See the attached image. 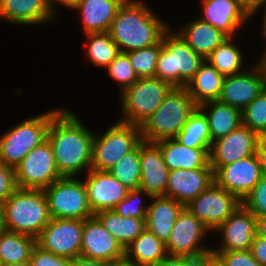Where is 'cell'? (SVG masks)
I'll return each mask as SVG.
<instances>
[{
    "mask_svg": "<svg viewBox=\"0 0 266 266\" xmlns=\"http://www.w3.org/2000/svg\"><path fill=\"white\" fill-rule=\"evenodd\" d=\"M242 204L256 217L266 216V176L263 175Z\"/></svg>",
    "mask_w": 266,
    "mask_h": 266,
    "instance_id": "obj_40",
    "label": "cell"
},
{
    "mask_svg": "<svg viewBox=\"0 0 266 266\" xmlns=\"http://www.w3.org/2000/svg\"><path fill=\"white\" fill-rule=\"evenodd\" d=\"M173 87L157 77L139 78L123 91L122 108L125 119L120 122L141 125L163 103Z\"/></svg>",
    "mask_w": 266,
    "mask_h": 266,
    "instance_id": "obj_7",
    "label": "cell"
},
{
    "mask_svg": "<svg viewBox=\"0 0 266 266\" xmlns=\"http://www.w3.org/2000/svg\"><path fill=\"white\" fill-rule=\"evenodd\" d=\"M242 202L215 181L184 207L209 230H216Z\"/></svg>",
    "mask_w": 266,
    "mask_h": 266,
    "instance_id": "obj_12",
    "label": "cell"
},
{
    "mask_svg": "<svg viewBox=\"0 0 266 266\" xmlns=\"http://www.w3.org/2000/svg\"><path fill=\"white\" fill-rule=\"evenodd\" d=\"M224 76L204 60L194 77L185 86L191 98L200 106L219 100Z\"/></svg>",
    "mask_w": 266,
    "mask_h": 266,
    "instance_id": "obj_27",
    "label": "cell"
},
{
    "mask_svg": "<svg viewBox=\"0 0 266 266\" xmlns=\"http://www.w3.org/2000/svg\"><path fill=\"white\" fill-rule=\"evenodd\" d=\"M203 266H226L225 263L215 254L210 253L202 258Z\"/></svg>",
    "mask_w": 266,
    "mask_h": 266,
    "instance_id": "obj_50",
    "label": "cell"
},
{
    "mask_svg": "<svg viewBox=\"0 0 266 266\" xmlns=\"http://www.w3.org/2000/svg\"><path fill=\"white\" fill-rule=\"evenodd\" d=\"M264 3H266V0H263V1H262V4H261L260 6H263ZM264 17H265V18H264V26H263V28H264L263 31H264V32H263V33H264V35L266 36V10H265V15H264Z\"/></svg>",
    "mask_w": 266,
    "mask_h": 266,
    "instance_id": "obj_57",
    "label": "cell"
},
{
    "mask_svg": "<svg viewBox=\"0 0 266 266\" xmlns=\"http://www.w3.org/2000/svg\"><path fill=\"white\" fill-rule=\"evenodd\" d=\"M229 37L223 41L205 60L224 77L239 74L242 63L239 49L229 43Z\"/></svg>",
    "mask_w": 266,
    "mask_h": 266,
    "instance_id": "obj_35",
    "label": "cell"
},
{
    "mask_svg": "<svg viewBox=\"0 0 266 266\" xmlns=\"http://www.w3.org/2000/svg\"><path fill=\"white\" fill-rule=\"evenodd\" d=\"M35 246L36 239L34 237L5 231L0 234V264L29 261Z\"/></svg>",
    "mask_w": 266,
    "mask_h": 266,
    "instance_id": "obj_32",
    "label": "cell"
},
{
    "mask_svg": "<svg viewBox=\"0 0 266 266\" xmlns=\"http://www.w3.org/2000/svg\"><path fill=\"white\" fill-rule=\"evenodd\" d=\"M259 136L242 124L228 135L212 142L211 166H225L256 154Z\"/></svg>",
    "mask_w": 266,
    "mask_h": 266,
    "instance_id": "obj_16",
    "label": "cell"
},
{
    "mask_svg": "<svg viewBox=\"0 0 266 266\" xmlns=\"http://www.w3.org/2000/svg\"><path fill=\"white\" fill-rule=\"evenodd\" d=\"M84 182L89 206L95 215L104 210H113L127 196L129 190L108 171L89 169Z\"/></svg>",
    "mask_w": 266,
    "mask_h": 266,
    "instance_id": "obj_18",
    "label": "cell"
},
{
    "mask_svg": "<svg viewBox=\"0 0 266 266\" xmlns=\"http://www.w3.org/2000/svg\"><path fill=\"white\" fill-rule=\"evenodd\" d=\"M259 141H266V129L263 131V133L259 136Z\"/></svg>",
    "mask_w": 266,
    "mask_h": 266,
    "instance_id": "obj_58",
    "label": "cell"
},
{
    "mask_svg": "<svg viewBox=\"0 0 266 266\" xmlns=\"http://www.w3.org/2000/svg\"><path fill=\"white\" fill-rule=\"evenodd\" d=\"M213 105L211 112L205 113L208 121L211 142L228 135L242 124L241 111L219 100L209 101L199 106L200 109L206 105Z\"/></svg>",
    "mask_w": 266,
    "mask_h": 266,
    "instance_id": "obj_31",
    "label": "cell"
},
{
    "mask_svg": "<svg viewBox=\"0 0 266 266\" xmlns=\"http://www.w3.org/2000/svg\"><path fill=\"white\" fill-rule=\"evenodd\" d=\"M204 60L228 37L209 23L198 19L178 34Z\"/></svg>",
    "mask_w": 266,
    "mask_h": 266,
    "instance_id": "obj_26",
    "label": "cell"
},
{
    "mask_svg": "<svg viewBox=\"0 0 266 266\" xmlns=\"http://www.w3.org/2000/svg\"><path fill=\"white\" fill-rule=\"evenodd\" d=\"M155 144L160 148L169 171L177 169H201L211 167V148H190L173 138L162 139Z\"/></svg>",
    "mask_w": 266,
    "mask_h": 266,
    "instance_id": "obj_23",
    "label": "cell"
},
{
    "mask_svg": "<svg viewBox=\"0 0 266 266\" xmlns=\"http://www.w3.org/2000/svg\"><path fill=\"white\" fill-rule=\"evenodd\" d=\"M161 47L162 41L153 46L126 53L133 70L139 78L155 77L156 65Z\"/></svg>",
    "mask_w": 266,
    "mask_h": 266,
    "instance_id": "obj_37",
    "label": "cell"
},
{
    "mask_svg": "<svg viewBox=\"0 0 266 266\" xmlns=\"http://www.w3.org/2000/svg\"><path fill=\"white\" fill-rule=\"evenodd\" d=\"M152 198L155 200L148 206L145 229L166 243L184 205L165 196H152Z\"/></svg>",
    "mask_w": 266,
    "mask_h": 266,
    "instance_id": "obj_24",
    "label": "cell"
},
{
    "mask_svg": "<svg viewBox=\"0 0 266 266\" xmlns=\"http://www.w3.org/2000/svg\"><path fill=\"white\" fill-rule=\"evenodd\" d=\"M29 262L31 266H69L70 259L56 256L36 245L32 250Z\"/></svg>",
    "mask_w": 266,
    "mask_h": 266,
    "instance_id": "obj_43",
    "label": "cell"
},
{
    "mask_svg": "<svg viewBox=\"0 0 266 266\" xmlns=\"http://www.w3.org/2000/svg\"><path fill=\"white\" fill-rule=\"evenodd\" d=\"M142 192L145 191L140 188L129 190L127 196L123 198L113 210L123 217L145 218L148 207L143 208L141 205H132Z\"/></svg>",
    "mask_w": 266,
    "mask_h": 266,
    "instance_id": "obj_41",
    "label": "cell"
},
{
    "mask_svg": "<svg viewBox=\"0 0 266 266\" xmlns=\"http://www.w3.org/2000/svg\"><path fill=\"white\" fill-rule=\"evenodd\" d=\"M125 0H81L74 8L82 11L84 29L89 33L108 32Z\"/></svg>",
    "mask_w": 266,
    "mask_h": 266,
    "instance_id": "obj_25",
    "label": "cell"
},
{
    "mask_svg": "<svg viewBox=\"0 0 266 266\" xmlns=\"http://www.w3.org/2000/svg\"><path fill=\"white\" fill-rule=\"evenodd\" d=\"M211 253L217 255L226 266H261L252 256L250 250L239 251H216Z\"/></svg>",
    "mask_w": 266,
    "mask_h": 266,
    "instance_id": "obj_42",
    "label": "cell"
},
{
    "mask_svg": "<svg viewBox=\"0 0 266 266\" xmlns=\"http://www.w3.org/2000/svg\"><path fill=\"white\" fill-rule=\"evenodd\" d=\"M2 2H3V0H0V10H1V6H2Z\"/></svg>",
    "mask_w": 266,
    "mask_h": 266,
    "instance_id": "obj_59",
    "label": "cell"
},
{
    "mask_svg": "<svg viewBox=\"0 0 266 266\" xmlns=\"http://www.w3.org/2000/svg\"><path fill=\"white\" fill-rule=\"evenodd\" d=\"M43 191L51 218L86 220L94 216L84 182L61 177Z\"/></svg>",
    "mask_w": 266,
    "mask_h": 266,
    "instance_id": "obj_9",
    "label": "cell"
},
{
    "mask_svg": "<svg viewBox=\"0 0 266 266\" xmlns=\"http://www.w3.org/2000/svg\"><path fill=\"white\" fill-rule=\"evenodd\" d=\"M84 220L51 218L36 238V245L56 256H80Z\"/></svg>",
    "mask_w": 266,
    "mask_h": 266,
    "instance_id": "obj_11",
    "label": "cell"
},
{
    "mask_svg": "<svg viewBox=\"0 0 266 266\" xmlns=\"http://www.w3.org/2000/svg\"><path fill=\"white\" fill-rule=\"evenodd\" d=\"M204 15L200 18L227 37L250 16L237 0H203Z\"/></svg>",
    "mask_w": 266,
    "mask_h": 266,
    "instance_id": "obj_22",
    "label": "cell"
},
{
    "mask_svg": "<svg viewBox=\"0 0 266 266\" xmlns=\"http://www.w3.org/2000/svg\"><path fill=\"white\" fill-rule=\"evenodd\" d=\"M47 1V4H48V7L50 9V11L52 12L53 11V8H52V4L53 2L52 1H57L59 3H62L64 6H68L70 8H75L81 0H46Z\"/></svg>",
    "mask_w": 266,
    "mask_h": 266,
    "instance_id": "obj_52",
    "label": "cell"
},
{
    "mask_svg": "<svg viewBox=\"0 0 266 266\" xmlns=\"http://www.w3.org/2000/svg\"><path fill=\"white\" fill-rule=\"evenodd\" d=\"M214 181L241 202L263 176L256 154L225 166H211Z\"/></svg>",
    "mask_w": 266,
    "mask_h": 266,
    "instance_id": "obj_13",
    "label": "cell"
},
{
    "mask_svg": "<svg viewBox=\"0 0 266 266\" xmlns=\"http://www.w3.org/2000/svg\"><path fill=\"white\" fill-rule=\"evenodd\" d=\"M255 73L241 72L224 77L219 101L242 111L266 89V77L257 67Z\"/></svg>",
    "mask_w": 266,
    "mask_h": 266,
    "instance_id": "obj_17",
    "label": "cell"
},
{
    "mask_svg": "<svg viewBox=\"0 0 266 266\" xmlns=\"http://www.w3.org/2000/svg\"><path fill=\"white\" fill-rule=\"evenodd\" d=\"M198 107L185 87H173L161 106L140 125L141 139L155 143L174 138Z\"/></svg>",
    "mask_w": 266,
    "mask_h": 266,
    "instance_id": "obj_3",
    "label": "cell"
},
{
    "mask_svg": "<svg viewBox=\"0 0 266 266\" xmlns=\"http://www.w3.org/2000/svg\"><path fill=\"white\" fill-rule=\"evenodd\" d=\"M140 189L152 196L166 193L169 170L164 162L160 148L155 143L140 142Z\"/></svg>",
    "mask_w": 266,
    "mask_h": 266,
    "instance_id": "obj_20",
    "label": "cell"
},
{
    "mask_svg": "<svg viewBox=\"0 0 266 266\" xmlns=\"http://www.w3.org/2000/svg\"><path fill=\"white\" fill-rule=\"evenodd\" d=\"M250 251L253 258L261 265L266 266V239L255 236Z\"/></svg>",
    "mask_w": 266,
    "mask_h": 266,
    "instance_id": "obj_46",
    "label": "cell"
},
{
    "mask_svg": "<svg viewBox=\"0 0 266 266\" xmlns=\"http://www.w3.org/2000/svg\"><path fill=\"white\" fill-rule=\"evenodd\" d=\"M107 68L109 75L120 82L123 90L133 85L139 79L126 53H120Z\"/></svg>",
    "mask_w": 266,
    "mask_h": 266,
    "instance_id": "obj_39",
    "label": "cell"
},
{
    "mask_svg": "<svg viewBox=\"0 0 266 266\" xmlns=\"http://www.w3.org/2000/svg\"><path fill=\"white\" fill-rule=\"evenodd\" d=\"M258 68L266 77V55H264V57L262 58L261 62L258 65Z\"/></svg>",
    "mask_w": 266,
    "mask_h": 266,
    "instance_id": "obj_55",
    "label": "cell"
},
{
    "mask_svg": "<svg viewBox=\"0 0 266 266\" xmlns=\"http://www.w3.org/2000/svg\"><path fill=\"white\" fill-rule=\"evenodd\" d=\"M256 235L266 239V216L256 217Z\"/></svg>",
    "mask_w": 266,
    "mask_h": 266,
    "instance_id": "obj_51",
    "label": "cell"
},
{
    "mask_svg": "<svg viewBox=\"0 0 266 266\" xmlns=\"http://www.w3.org/2000/svg\"><path fill=\"white\" fill-rule=\"evenodd\" d=\"M124 252V259L128 262L141 266H159L167 250L165 243L145 229L124 249ZM131 256H133L134 260H132Z\"/></svg>",
    "mask_w": 266,
    "mask_h": 266,
    "instance_id": "obj_28",
    "label": "cell"
},
{
    "mask_svg": "<svg viewBox=\"0 0 266 266\" xmlns=\"http://www.w3.org/2000/svg\"><path fill=\"white\" fill-rule=\"evenodd\" d=\"M159 266H203V265H202V258L191 259L183 255L167 253V255H165Z\"/></svg>",
    "mask_w": 266,
    "mask_h": 266,
    "instance_id": "obj_45",
    "label": "cell"
},
{
    "mask_svg": "<svg viewBox=\"0 0 266 266\" xmlns=\"http://www.w3.org/2000/svg\"><path fill=\"white\" fill-rule=\"evenodd\" d=\"M214 182L212 167L177 169L169 171L165 197L173 198L184 206L205 191Z\"/></svg>",
    "mask_w": 266,
    "mask_h": 266,
    "instance_id": "obj_19",
    "label": "cell"
},
{
    "mask_svg": "<svg viewBox=\"0 0 266 266\" xmlns=\"http://www.w3.org/2000/svg\"><path fill=\"white\" fill-rule=\"evenodd\" d=\"M7 231L25 234L35 239L51 220L42 189L17 188L3 202Z\"/></svg>",
    "mask_w": 266,
    "mask_h": 266,
    "instance_id": "obj_4",
    "label": "cell"
},
{
    "mask_svg": "<svg viewBox=\"0 0 266 266\" xmlns=\"http://www.w3.org/2000/svg\"><path fill=\"white\" fill-rule=\"evenodd\" d=\"M141 141L139 125L116 123L103 136L93 137L91 169L108 171Z\"/></svg>",
    "mask_w": 266,
    "mask_h": 266,
    "instance_id": "obj_8",
    "label": "cell"
},
{
    "mask_svg": "<svg viewBox=\"0 0 266 266\" xmlns=\"http://www.w3.org/2000/svg\"><path fill=\"white\" fill-rule=\"evenodd\" d=\"M216 230L223 232L218 251L250 250L256 236V216L242 203Z\"/></svg>",
    "mask_w": 266,
    "mask_h": 266,
    "instance_id": "obj_21",
    "label": "cell"
},
{
    "mask_svg": "<svg viewBox=\"0 0 266 266\" xmlns=\"http://www.w3.org/2000/svg\"><path fill=\"white\" fill-rule=\"evenodd\" d=\"M108 172L128 190L138 189L141 183L140 143L125 154Z\"/></svg>",
    "mask_w": 266,
    "mask_h": 266,
    "instance_id": "obj_34",
    "label": "cell"
},
{
    "mask_svg": "<svg viewBox=\"0 0 266 266\" xmlns=\"http://www.w3.org/2000/svg\"><path fill=\"white\" fill-rule=\"evenodd\" d=\"M69 266H112V264L78 256L76 258L70 259Z\"/></svg>",
    "mask_w": 266,
    "mask_h": 266,
    "instance_id": "obj_47",
    "label": "cell"
},
{
    "mask_svg": "<svg viewBox=\"0 0 266 266\" xmlns=\"http://www.w3.org/2000/svg\"><path fill=\"white\" fill-rule=\"evenodd\" d=\"M124 255L122 246L95 215L84 220L80 256L112 264Z\"/></svg>",
    "mask_w": 266,
    "mask_h": 266,
    "instance_id": "obj_15",
    "label": "cell"
},
{
    "mask_svg": "<svg viewBox=\"0 0 266 266\" xmlns=\"http://www.w3.org/2000/svg\"><path fill=\"white\" fill-rule=\"evenodd\" d=\"M7 231L6 224H5V217L3 211V203L0 202V234Z\"/></svg>",
    "mask_w": 266,
    "mask_h": 266,
    "instance_id": "obj_53",
    "label": "cell"
},
{
    "mask_svg": "<svg viewBox=\"0 0 266 266\" xmlns=\"http://www.w3.org/2000/svg\"><path fill=\"white\" fill-rule=\"evenodd\" d=\"M149 11L138 1L125 0L119 7L108 33L120 53L153 46L170 29Z\"/></svg>",
    "mask_w": 266,
    "mask_h": 266,
    "instance_id": "obj_2",
    "label": "cell"
},
{
    "mask_svg": "<svg viewBox=\"0 0 266 266\" xmlns=\"http://www.w3.org/2000/svg\"><path fill=\"white\" fill-rule=\"evenodd\" d=\"M17 188L42 189L61 178L48 140L33 148L14 168Z\"/></svg>",
    "mask_w": 266,
    "mask_h": 266,
    "instance_id": "obj_10",
    "label": "cell"
},
{
    "mask_svg": "<svg viewBox=\"0 0 266 266\" xmlns=\"http://www.w3.org/2000/svg\"><path fill=\"white\" fill-rule=\"evenodd\" d=\"M1 266H31L29 261L25 262H16L13 264H6V265H1Z\"/></svg>",
    "mask_w": 266,
    "mask_h": 266,
    "instance_id": "obj_56",
    "label": "cell"
},
{
    "mask_svg": "<svg viewBox=\"0 0 266 266\" xmlns=\"http://www.w3.org/2000/svg\"><path fill=\"white\" fill-rule=\"evenodd\" d=\"M88 54L97 66H108L119 54L118 46L113 42L108 32L89 33Z\"/></svg>",
    "mask_w": 266,
    "mask_h": 266,
    "instance_id": "obj_36",
    "label": "cell"
},
{
    "mask_svg": "<svg viewBox=\"0 0 266 266\" xmlns=\"http://www.w3.org/2000/svg\"><path fill=\"white\" fill-rule=\"evenodd\" d=\"M173 139L190 148H211L209 125L203 109L198 107Z\"/></svg>",
    "mask_w": 266,
    "mask_h": 266,
    "instance_id": "obj_33",
    "label": "cell"
},
{
    "mask_svg": "<svg viewBox=\"0 0 266 266\" xmlns=\"http://www.w3.org/2000/svg\"><path fill=\"white\" fill-rule=\"evenodd\" d=\"M48 112L25 120L0 138V162L15 168L35 147L47 140V132L53 116Z\"/></svg>",
    "mask_w": 266,
    "mask_h": 266,
    "instance_id": "obj_6",
    "label": "cell"
},
{
    "mask_svg": "<svg viewBox=\"0 0 266 266\" xmlns=\"http://www.w3.org/2000/svg\"><path fill=\"white\" fill-rule=\"evenodd\" d=\"M95 216L123 249L145 230V218L123 217L114 210L100 211Z\"/></svg>",
    "mask_w": 266,
    "mask_h": 266,
    "instance_id": "obj_30",
    "label": "cell"
},
{
    "mask_svg": "<svg viewBox=\"0 0 266 266\" xmlns=\"http://www.w3.org/2000/svg\"><path fill=\"white\" fill-rule=\"evenodd\" d=\"M112 266H141L132 262H128L125 259L112 263Z\"/></svg>",
    "mask_w": 266,
    "mask_h": 266,
    "instance_id": "obj_54",
    "label": "cell"
},
{
    "mask_svg": "<svg viewBox=\"0 0 266 266\" xmlns=\"http://www.w3.org/2000/svg\"><path fill=\"white\" fill-rule=\"evenodd\" d=\"M157 60L155 77L172 87H185L198 71L204 59L195 53L178 34H167Z\"/></svg>",
    "mask_w": 266,
    "mask_h": 266,
    "instance_id": "obj_5",
    "label": "cell"
},
{
    "mask_svg": "<svg viewBox=\"0 0 266 266\" xmlns=\"http://www.w3.org/2000/svg\"><path fill=\"white\" fill-rule=\"evenodd\" d=\"M209 229L185 207L179 213L166 245L167 253L200 259L211 253V249H201L198 243Z\"/></svg>",
    "mask_w": 266,
    "mask_h": 266,
    "instance_id": "obj_14",
    "label": "cell"
},
{
    "mask_svg": "<svg viewBox=\"0 0 266 266\" xmlns=\"http://www.w3.org/2000/svg\"><path fill=\"white\" fill-rule=\"evenodd\" d=\"M16 189L14 168L0 162V202L3 203Z\"/></svg>",
    "mask_w": 266,
    "mask_h": 266,
    "instance_id": "obj_44",
    "label": "cell"
},
{
    "mask_svg": "<svg viewBox=\"0 0 266 266\" xmlns=\"http://www.w3.org/2000/svg\"><path fill=\"white\" fill-rule=\"evenodd\" d=\"M93 137L73 113L63 110L53 116L47 140L62 177H72L84 168L91 169Z\"/></svg>",
    "mask_w": 266,
    "mask_h": 266,
    "instance_id": "obj_1",
    "label": "cell"
},
{
    "mask_svg": "<svg viewBox=\"0 0 266 266\" xmlns=\"http://www.w3.org/2000/svg\"><path fill=\"white\" fill-rule=\"evenodd\" d=\"M256 155L259 160L262 175L266 176V141H258Z\"/></svg>",
    "mask_w": 266,
    "mask_h": 266,
    "instance_id": "obj_48",
    "label": "cell"
},
{
    "mask_svg": "<svg viewBox=\"0 0 266 266\" xmlns=\"http://www.w3.org/2000/svg\"><path fill=\"white\" fill-rule=\"evenodd\" d=\"M242 125L260 136L266 129V89L241 111Z\"/></svg>",
    "mask_w": 266,
    "mask_h": 266,
    "instance_id": "obj_38",
    "label": "cell"
},
{
    "mask_svg": "<svg viewBox=\"0 0 266 266\" xmlns=\"http://www.w3.org/2000/svg\"><path fill=\"white\" fill-rule=\"evenodd\" d=\"M239 4L245 9V11L251 15L254 11H256L263 0H237Z\"/></svg>",
    "mask_w": 266,
    "mask_h": 266,
    "instance_id": "obj_49",
    "label": "cell"
},
{
    "mask_svg": "<svg viewBox=\"0 0 266 266\" xmlns=\"http://www.w3.org/2000/svg\"><path fill=\"white\" fill-rule=\"evenodd\" d=\"M46 0H3L0 17L19 24L41 23L51 19Z\"/></svg>",
    "mask_w": 266,
    "mask_h": 266,
    "instance_id": "obj_29",
    "label": "cell"
}]
</instances>
